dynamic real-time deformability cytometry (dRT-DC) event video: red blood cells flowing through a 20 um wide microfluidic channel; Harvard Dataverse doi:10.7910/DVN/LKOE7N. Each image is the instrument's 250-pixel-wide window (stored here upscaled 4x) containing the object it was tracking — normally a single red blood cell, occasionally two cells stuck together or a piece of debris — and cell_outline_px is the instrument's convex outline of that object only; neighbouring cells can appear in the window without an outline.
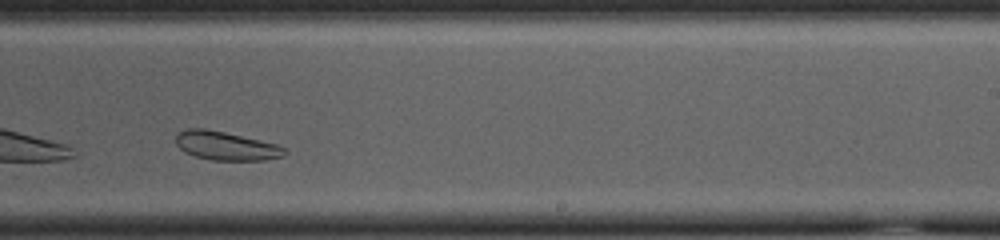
{"species": "common noctule bat (a hibernating species)", "species_latin": "Nyctalus noctula", "temperature_condition": "cold", "stored_images_in_passage": 31, "camera_frame_rate_fps": 3000, "um_per_image_px": 0.085, "animal": {"sex": "female", "body_mass_g": 23.0, "forearm_length_mm": 53.4}, "frame": {"image": 1, "passage_image": 22, "time_ms": 7.0, "image_size_px": [1000, 240], "cell_outline_px": [[288, 152], [284, 156], [264, 160], [212, 160], [196, 156], [184, 152], [176, 144], [176, 132], [188, 128], [204, 128], [224, 132], [276, 144], [284, 148]], "centroid_in_image_um": [19.18, 12.39], "position_along_channel_um": 269.8, "area_um2": 18.09}, "authors_computed_cell_mechanics": {"area_um2": 18.8428, "velocity_mm_per_s": 3.6403, "shape_relaxation_time_tau1_ms": 2.6897, "shape_relaxation_time_tau2_ms": 5.9546, "deformation_change_tau1": 0.0564, "deformation_change_tau2": 0.0914}}